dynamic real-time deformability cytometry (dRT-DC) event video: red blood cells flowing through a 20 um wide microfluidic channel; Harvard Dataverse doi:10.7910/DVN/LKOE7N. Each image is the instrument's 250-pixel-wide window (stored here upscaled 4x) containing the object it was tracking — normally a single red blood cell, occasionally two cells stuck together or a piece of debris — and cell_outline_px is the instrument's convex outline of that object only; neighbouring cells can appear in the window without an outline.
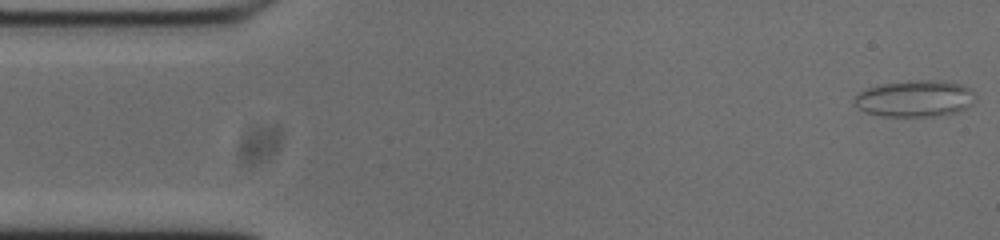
{"species": "common noctule bat (a hibernating species)", "species_latin": "Nyctalus noctula", "temperature_condition": "cold", "stored_images_in_passage": 47, "segment_of_instrument_passage": [1, 2], "camera_frame_rate_fps": 3000, "um_per_image_px": 0.085, "animal": {"sex": "male", "body_mass_g": 20.0, "forearm_length_mm": 53.3}, "frame": {"image": 1, "passage_image": 1, "time_ms": 0.0, "image_size_px": [1000, 240], "cell_outline_px": [[972, 104], [956, 112], [932, 116], [884, 116], [864, 112], [856, 104], [856, 96], [860, 92], [868, 88], [884, 84], [920, 80], [932, 80], [960, 84], [968, 88]], "centroid_in_image_um": [77.72, 8.39], "position_along_channel_um": 7.3, "area_um2": 24.74}}
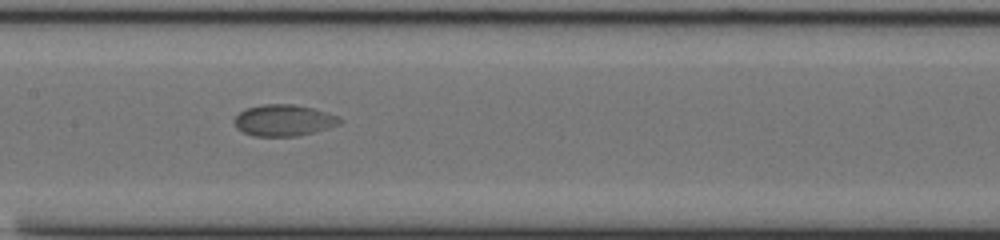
{"frame": {"image": 2, "passage_image": 25, "time_ms": 8.0, "image_size_px": [1000, 240], "cell_outline_px": [[344, 120], [340, 124], [312, 132], [296, 136], [252, 136], [236, 128], [232, 120], [240, 112], [248, 108], [264, 104], [296, 104], [312, 108], [336, 116]], "centroid_in_image_um": [24.08, 10.23], "position_along_channel_um": 183.3, "area_um2": 19.13}}
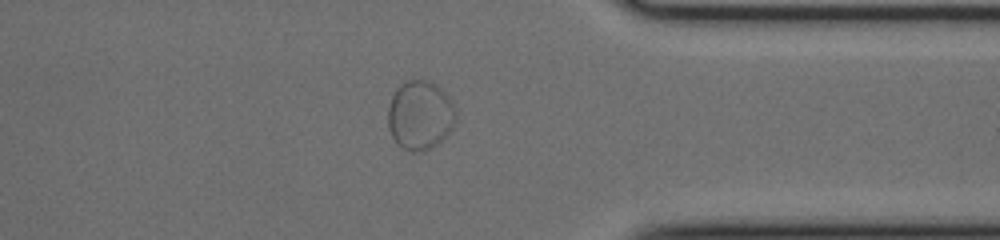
{"frame": {"image": 3, "passage_image": 42, "time_ms": 13.667, "image_size_px": [1000, 240], "cell_outline_px": [[456, 120], [452, 128], [436, 144], [424, 152], [412, 152], [404, 148], [392, 136], [388, 128], [388, 108], [392, 96], [396, 88], [400, 84], [408, 80], [428, 80], [436, 84], [452, 100], [456, 112]], "centroid_in_image_um": [35.71, 9.77], "position_along_channel_um": 375.7, "area_um2": 27.28}}